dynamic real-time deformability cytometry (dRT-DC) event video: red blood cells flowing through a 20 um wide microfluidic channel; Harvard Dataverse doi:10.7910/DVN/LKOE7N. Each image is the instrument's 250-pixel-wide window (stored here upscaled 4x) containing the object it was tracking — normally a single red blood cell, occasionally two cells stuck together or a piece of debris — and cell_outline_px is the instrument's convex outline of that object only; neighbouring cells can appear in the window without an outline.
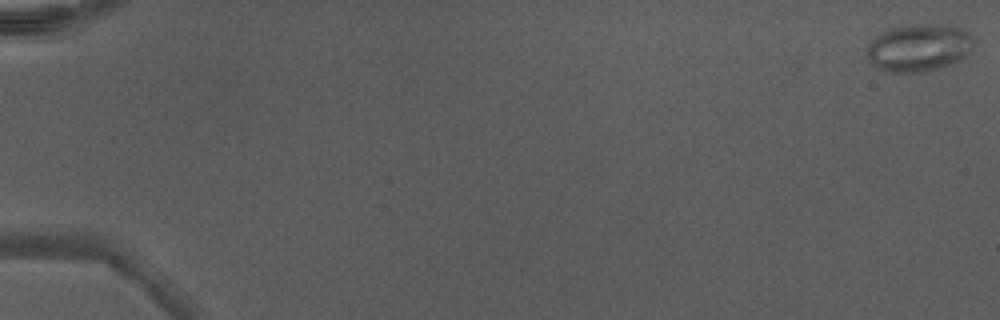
{"species": "Egyptian fruit bat (a non-hibernating species)", "species_latin": "Rousettus aegyptiacus", "temperature_condition": "warm", "stored_images_in_passage": 14, "camera_frame_rate_fps": 3000, "um_per_image_px": 0.085, "animal": {"sex": "male"}, "frame": {"image": 1, "passage_image": 1, "time_ms": 0.0, "image_size_px": [1000, 320], "cell_outline_px": [[972, 48], [964, 56], [952, 64], [940, 68], [924, 72], [888, 72], [876, 68], [868, 60], [864, 48], [880, 32], [888, 28], [908, 24], [956, 24], [968, 32], [972, 40]], "centroid_in_image_um": [78.05, 4.04], "position_along_channel_um": 6.9, "area_um2": 30.17}}